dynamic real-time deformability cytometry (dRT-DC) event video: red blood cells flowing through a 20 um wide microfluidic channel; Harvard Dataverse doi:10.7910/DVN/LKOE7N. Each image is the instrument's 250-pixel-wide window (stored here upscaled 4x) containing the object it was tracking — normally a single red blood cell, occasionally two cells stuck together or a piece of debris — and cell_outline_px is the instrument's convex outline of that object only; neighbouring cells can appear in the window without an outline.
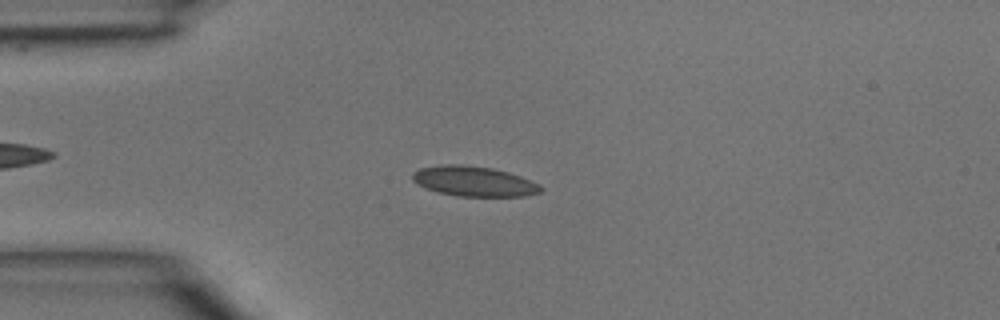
{"species": "common noctule bat (a hibernating species)", "species_latin": "Nyctalus noctula", "temperature_condition": "room temperature", "stored_images_in_passage": 38, "camera_frame_rate_fps": 3000, "um_per_image_px": 0.085, "animal": {"sex": "male", "body_mass_g": 15.6}, "frame": {"image": 1, "passage_image": 3, "time_ms": 0.667, "image_size_px": [1000, 320], "cell_outline_px": [[544, 188], [540, 192], [524, 196], [456, 196], [424, 188], [412, 180], [412, 172], [420, 168], [440, 164], [464, 164], [492, 168], [508, 172], [520, 176], [540, 184]], "centroid_in_image_um": [40.27, 15.4], "position_along_channel_um": 44.7, "area_um2": 22.6}}
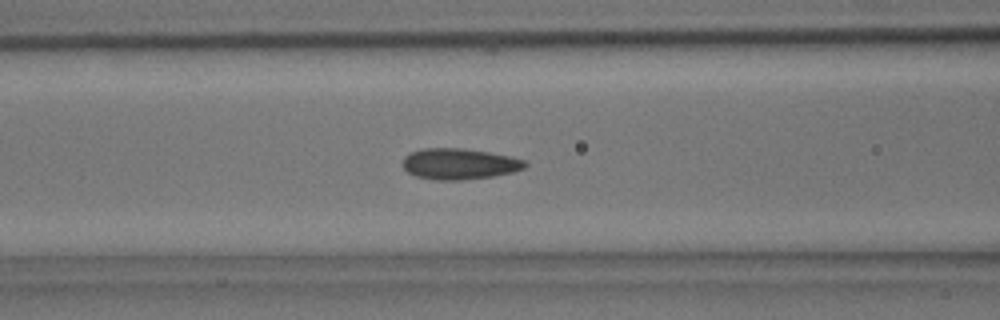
{"frame": {"image": 2, "passage_image": 10, "time_ms": 3.0, "image_size_px": [1000, 320], "cell_outline_px": [[528, 164], [524, 168], [512, 172], [492, 176], [464, 180], [436, 180], [416, 176], [408, 172], [404, 168], [404, 156], [412, 152], [424, 148], [460, 148], [488, 152], [508, 156], [524, 160]], "centroid_in_image_um": [39.04, 13.93], "position_along_channel_um": 127.6, "area_um2": 21.85}}
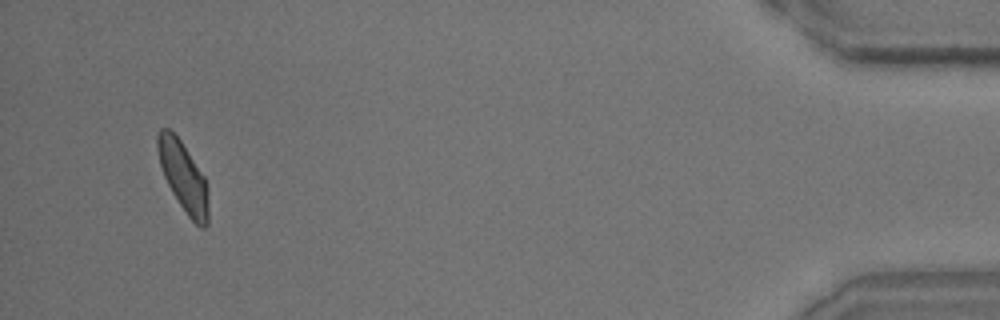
{"frame": {"image": 3, "passage_image": 36, "time_ms": 11.667, "image_size_px": [1000, 320], "cell_outline_px": [[208, 224], [204, 228], [200, 228], [188, 216], [172, 192], [164, 176], [160, 164], [156, 148], [156, 136], [160, 128], [168, 128], [180, 140], [204, 176], [208, 184]], "centroid_in_image_um": [15.59, 15.02], "position_along_channel_um": 419.6, "area_um2": 20.58}}